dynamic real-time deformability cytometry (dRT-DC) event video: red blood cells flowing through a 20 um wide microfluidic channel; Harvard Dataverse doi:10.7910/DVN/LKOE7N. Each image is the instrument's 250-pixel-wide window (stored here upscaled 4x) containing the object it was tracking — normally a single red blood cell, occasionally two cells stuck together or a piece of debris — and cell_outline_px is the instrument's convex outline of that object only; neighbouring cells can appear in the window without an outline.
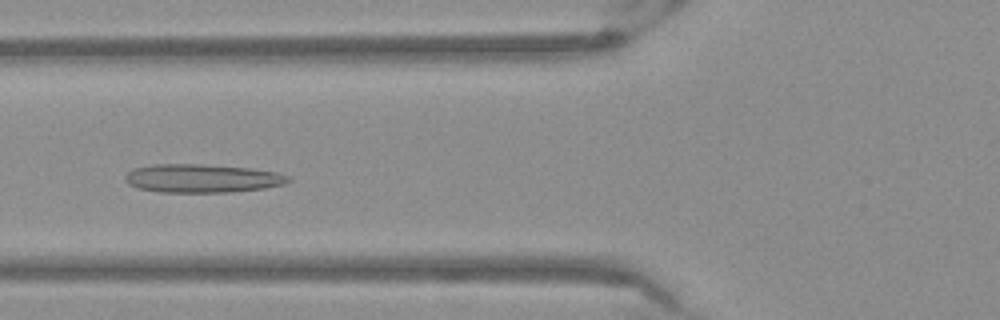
{"species": "Egyptian fruit bat (a non-hibernating species)", "species_latin": "Rousettus aegyptiacus", "temperature_condition": "warm", "stored_images_in_passage": 40, "camera_frame_rate_fps": 3000, "um_per_image_px": 0.085, "frame": {"image": 1, "passage_image": 11, "time_ms": 3.333, "image_size_px": [1000, 320], "cell_outline_px": [[292, 180], [284, 184], [264, 188], [232, 192], [160, 192], [136, 188], [128, 184], [124, 176], [132, 168], [152, 164], [200, 164], [248, 168], [276, 172], [288, 176]], "centroid_in_image_um": [17.14, 15.16], "position_along_channel_um": 108.7, "area_um2": 27.11}}
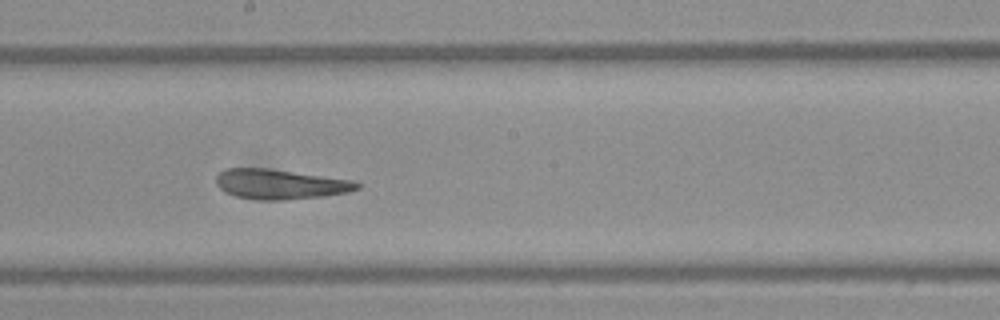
{"frame": {"image": 2, "passage_image": 20, "time_ms": 6.333, "image_size_px": [1000, 320], "cell_outline_px": [[360, 188], [348, 192], [324, 196], [284, 200], [256, 200], [236, 196], [224, 192], [216, 184], [216, 176], [224, 168], [268, 168], [356, 180], [360, 184]], "centroid_in_image_um": [23.83, 15.65], "position_along_channel_um": 224.4, "area_um2": 24.85}}
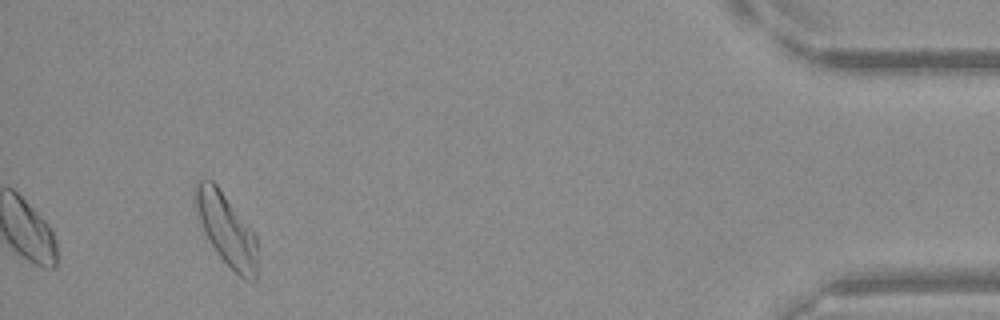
{"frame": {"image": 3, "passage_image": 40, "time_ms": 13.0, "image_size_px": [1000, 320], "cell_outline_px": [[256, 280], [244, 280], [216, 252], [208, 240], [196, 216], [192, 204], [192, 188], [196, 180], [212, 180], [216, 184], [256, 236]], "centroid_in_image_um": [19.15, 19.43], "position_along_channel_um": 416.1, "area_um2": 26.07}}